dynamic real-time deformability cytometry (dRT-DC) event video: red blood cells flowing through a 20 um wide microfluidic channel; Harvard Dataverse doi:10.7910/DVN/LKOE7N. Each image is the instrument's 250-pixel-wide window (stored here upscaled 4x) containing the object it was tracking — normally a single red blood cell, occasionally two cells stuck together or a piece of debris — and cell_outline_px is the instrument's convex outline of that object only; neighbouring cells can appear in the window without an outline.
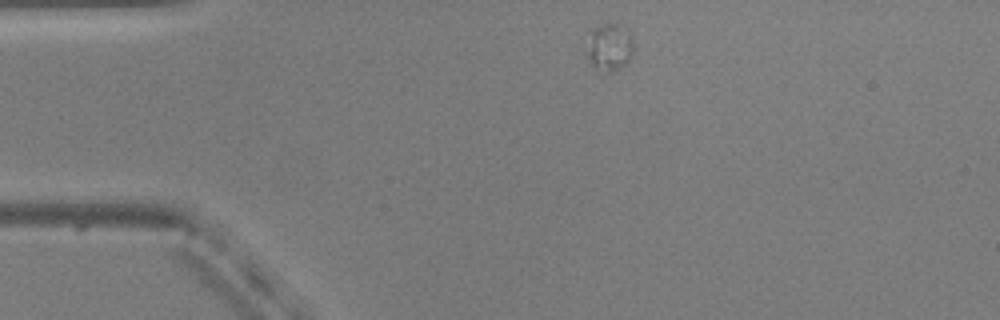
{"species": "common noctule bat (a hibernating species)", "species_latin": "Nyctalus noctula", "temperature_condition": "warm", "stored_images_in_passage": 29, "camera_frame_rate_fps": 3000, "um_per_image_px": 0.085, "animal": {"sex": "male", "body_mass_g": 20.5, "forearm_length_mm": 52.5}, "frame": {"image": 1, "passage_image": 1, "time_ms": 0.0, "image_size_px": [1000, 320], "cell_outline_px": [[632, 48], [628, 60], [624, 64], [612, 72], [604, 76], [588, 60], [584, 52], [592, 28], [600, 24], [620, 24], [628, 28], [632, 36]], "centroid_in_image_um": [51.75, 4.01], "position_along_channel_um": 33.3, "area_um2": 13.29}}